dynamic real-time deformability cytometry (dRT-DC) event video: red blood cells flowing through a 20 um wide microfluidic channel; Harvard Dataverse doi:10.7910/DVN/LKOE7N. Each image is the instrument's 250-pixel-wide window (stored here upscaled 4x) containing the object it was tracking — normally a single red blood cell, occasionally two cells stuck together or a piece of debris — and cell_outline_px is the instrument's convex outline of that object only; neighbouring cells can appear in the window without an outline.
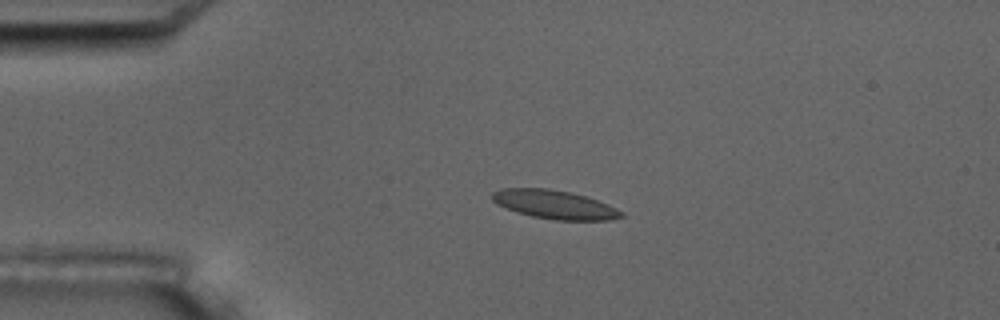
{"species": "common noctule bat (a hibernating species)", "species_latin": "Nyctalus noctula", "temperature_condition": "room temperature", "stored_images_in_passage": 3, "camera_frame_rate_fps": 3000, "um_per_image_px": 0.085, "animal": {"sex": "male", "body_mass_g": 17.5, "forearm_length_mm": 52.3}, "frame": {"image": 1, "passage_image": 3, "time_ms": 2.333, "image_size_px": [1000, 320], "cell_outline_px": [[624, 216], [608, 220], [556, 220], [532, 216], [516, 212], [496, 204], [492, 200], [492, 192], [500, 188], [548, 188], [588, 196], [608, 204], [624, 212]], "centroid_in_image_um": [47.13, 17.38], "position_along_channel_um": 37.9, "area_um2": 21.68}}